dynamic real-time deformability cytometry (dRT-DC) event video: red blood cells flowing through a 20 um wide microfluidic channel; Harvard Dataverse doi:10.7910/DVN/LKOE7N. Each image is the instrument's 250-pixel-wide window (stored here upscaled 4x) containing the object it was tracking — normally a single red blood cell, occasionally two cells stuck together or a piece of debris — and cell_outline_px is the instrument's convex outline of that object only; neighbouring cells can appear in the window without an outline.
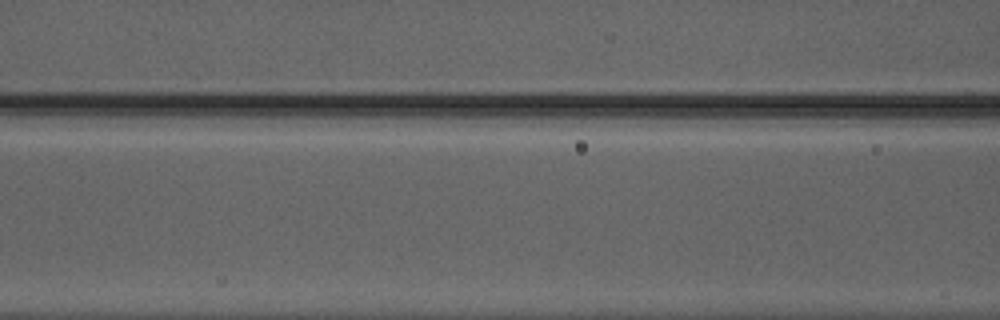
{"species": "Egyptian fruit bat (a non-hibernating species)", "species_latin": "Rousettus aegyptiacus", "temperature_condition": "warm", "stored_images_in_passage": 5, "camera_frame_rate_fps": 3000, "um_per_image_px": 0.085, "animal": {"sex": "male"}, "frame": {"image": 1, "passage_image": 5, "time_ms": 1.333, "image_size_px": [1000, 320], "cell_outline_px": [[908, 272], [904, 276], [800, 276], [736, 260], [732, 256], [736, 252], [748, 248], [816, 244], [904, 252]], "centroid_in_image_um": [70.24, 22.15], "position_along_channel_um": 96.4, "area_um2": 31.56}}